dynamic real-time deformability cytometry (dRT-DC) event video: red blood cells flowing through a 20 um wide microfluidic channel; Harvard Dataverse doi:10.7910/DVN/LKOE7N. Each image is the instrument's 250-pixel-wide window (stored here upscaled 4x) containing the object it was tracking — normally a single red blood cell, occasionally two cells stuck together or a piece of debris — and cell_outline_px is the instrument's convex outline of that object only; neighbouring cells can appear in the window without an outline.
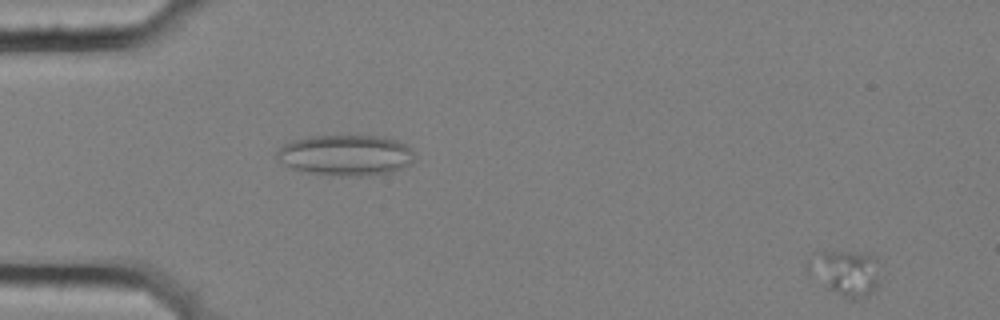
{"species": "common noctule bat (a hibernating species)", "species_latin": "Nyctalus noctula", "temperature_condition": "cold", "stored_images_in_passage": 25, "camera_frame_rate_fps": 3000, "um_per_image_px": 0.085, "animal": {"sex": "female", "body_mass_g": 25.1}, "frame": {"image": 1, "passage_image": 1, "time_ms": 0.0, "image_size_px": [1000, 320], "cell_outline_px": [[880, 284], [872, 292], [864, 296], [852, 300], [824, 288], [808, 276], [808, 260], [820, 252], [868, 252], [876, 260]], "centroid_in_image_um": [71.84, 23.2], "position_along_channel_um": 13.2, "area_um2": 19.31}}
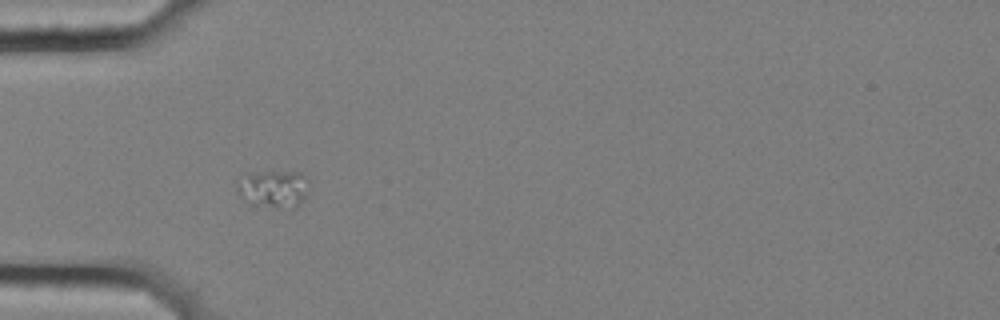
{"frame": {"image": 2, "passage_image": 16, "time_ms": 5.0, "image_size_px": [1000, 320], "cell_outline_px": [[308, 188], [304, 196], [296, 208], [276, 208], [252, 204], [244, 200], [240, 196], [236, 188], [236, 180], [244, 172], [300, 172], [308, 180]], "centroid_in_image_um": [23.18, 16.04], "position_along_channel_um": 61.8, "area_um2": 16.01}}